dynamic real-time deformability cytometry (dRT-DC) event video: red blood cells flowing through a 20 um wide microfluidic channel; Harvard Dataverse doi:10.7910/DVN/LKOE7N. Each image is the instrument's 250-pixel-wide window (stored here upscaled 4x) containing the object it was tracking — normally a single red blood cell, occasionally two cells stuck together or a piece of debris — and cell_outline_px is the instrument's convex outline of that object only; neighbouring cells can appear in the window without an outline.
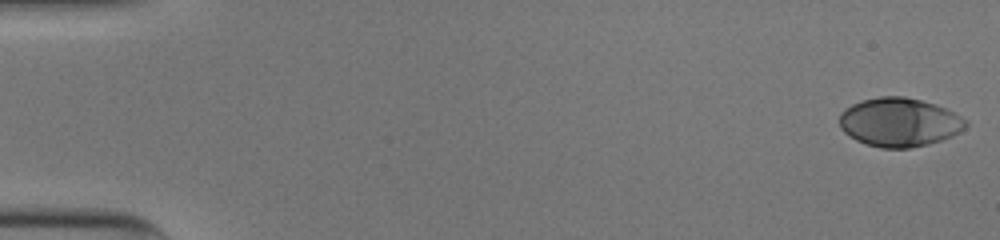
{"species": "human", "species_latin": "Homo sapiens", "temperature_condition": "cold", "stored_images_in_passage": 52, "camera_frame_rate_fps": 3000, "um_per_image_px": 0.085, "donor": {"sex": "male"}, "frame": {"image": 1, "passage_image": 1, "time_ms": 0.0, "image_size_px": [1000, 240], "cell_outline_px": [[968, 124], [960, 132], [952, 136], [928, 144], [908, 148], [880, 148], [856, 140], [848, 136], [840, 128], [840, 112], [844, 108], [860, 100], [880, 96], [904, 96], [936, 104], [968, 120]], "centroid_in_image_um": [76.42, 10.38], "position_along_channel_um": 8.6, "area_um2": 36.01}}
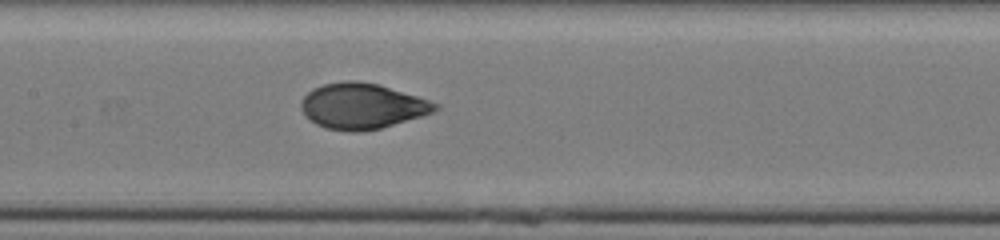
{"frame": {"image": 2, "passage_image": 26, "time_ms": 8.333, "image_size_px": [1000, 240], "cell_outline_px": [[440, 108], [432, 112], [420, 116], [380, 128], [360, 132], [352, 132], [324, 128], [316, 124], [304, 116], [300, 104], [300, 100], [312, 88], [324, 84], [344, 80], [356, 80], [376, 84], [416, 96], [440, 104]], "centroid_in_image_um": [30.72, 9.02], "position_along_channel_um": 176.7, "area_um2": 35.49}}
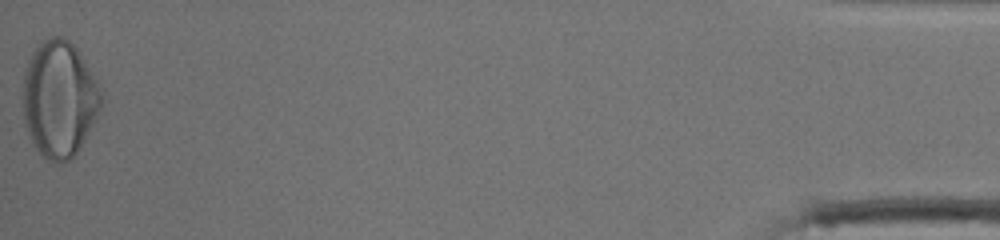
{"frame": {"image": 3, "passage_image": 52, "time_ms": 17.0, "image_size_px": [1000, 240], "cell_outline_px": [[104, 100], [92, 124], [76, 152], [68, 160], [60, 164], [56, 164], [48, 160], [32, 144], [28, 136], [24, 124], [24, 68], [32, 52], [44, 40], [52, 36], [60, 36], [68, 40], [76, 48], [104, 88]], "centroid_in_image_um": [5.06, 8.4], "position_along_channel_um": 430.1, "area_um2": 53.29}, "authors_computed_cell_mechanics": {"area_um2": 35.4892, "velocity_mm_per_s": 3.9743, "shape_relaxation_time_tau1_ms": 4.2399, "shape_relaxation_time_tau2_ms": null, "deformation_change_tau1": 0.1849, "deformation_change_tau2": null}}